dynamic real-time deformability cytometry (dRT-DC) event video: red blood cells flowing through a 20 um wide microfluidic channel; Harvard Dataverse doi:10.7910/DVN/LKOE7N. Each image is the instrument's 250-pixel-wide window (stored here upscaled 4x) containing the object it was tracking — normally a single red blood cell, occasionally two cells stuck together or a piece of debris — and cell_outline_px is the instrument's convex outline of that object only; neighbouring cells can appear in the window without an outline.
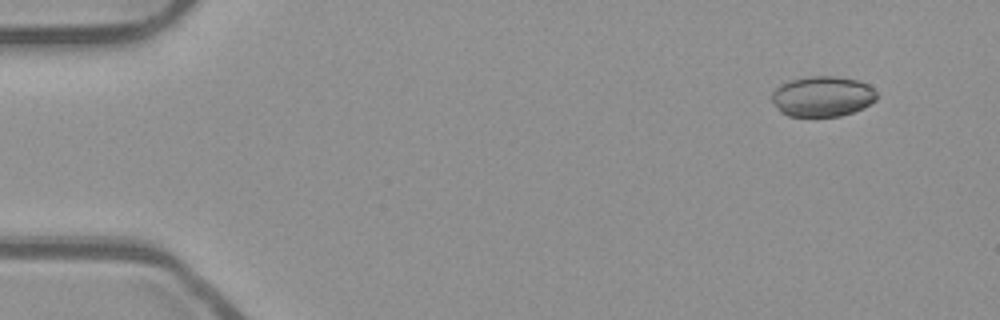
{"species": "common noctule bat (a hibernating species)", "species_latin": "Nyctalus noctula", "temperature_condition": "room temperature", "stored_images_in_passage": 15, "camera_frame_rate_fps": 3000, "um_per_image_px": 0.085, "animal": {"sex": "male", "body_mass_g": 23.1, "forearm_length_mm": 52.7}, "frame": {"image": 1, "passage_image": 5, "time_ms": 1.333, "image_size_px": [1000, 320], "cell_outline_px": [[880, 96], [876, 100], [864, 108], [840, 116], [788, 116], [780, 112], [772, 100], [772, 92], [780, 84], [792, 80], [808, 76], [832, 76], [860, 80], [868, 84]], "centroid_in_image_um": [69.94, 8.19], "position_along_channel_um": 15.1, "area_um2": 24.85}}